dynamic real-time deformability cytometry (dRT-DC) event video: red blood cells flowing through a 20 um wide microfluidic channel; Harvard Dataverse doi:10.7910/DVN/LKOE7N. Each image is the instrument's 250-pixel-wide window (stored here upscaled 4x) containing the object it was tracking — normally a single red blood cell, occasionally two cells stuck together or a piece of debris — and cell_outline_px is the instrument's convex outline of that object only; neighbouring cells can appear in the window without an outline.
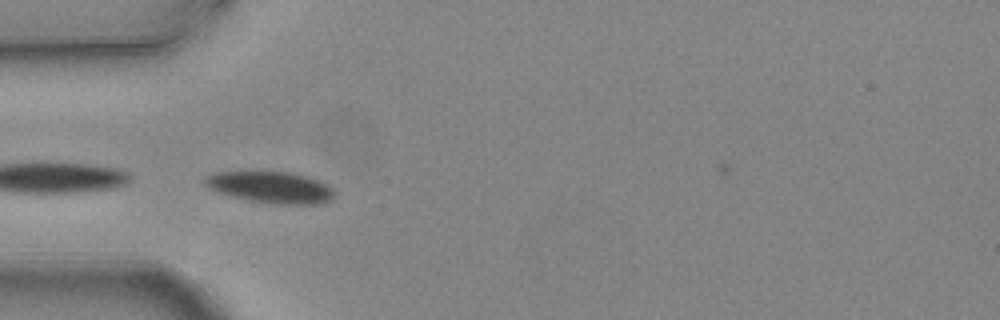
{"species": "common noctule bat (a hibernating species)", "species_latin": "Nyctalus noctula", "temperature_condition": "warm", "stored_images_in_passage": 6, "camera_frame_rate_fps": 3000, "um_per_image_px": 0.085, "animal": {"sex": "female", "body_mass_g": 24.6, "forearm_length_mm": 56.2}, "frame": {"image": 1, "passage_image": 5, "time_ms": 1.333, "image_size_px": [1000, 320], "cell_outline_px": [[336, 192], [332, 200], [320, 204], [272, 204], [248, 200], [232, 196], [208, 188], [204, 184], [204, 180], [212, 172], [288, 172], [308, 176], [328, 184]], "centroid_in_image_um": [23.06, 15.93], "position_along_channel_um": 61.9, "area_um2": 23.87}}
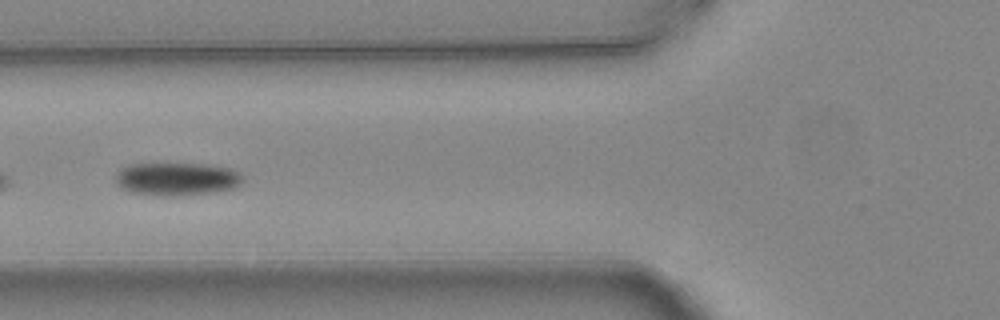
{"frame": {"image": 2, "passage_image": 6, "time_ms": 1.667, "image_size_px": [1000, 320], "cell_outline_px": [[244, 180], [240, 184], [232, 188], [212, 192], [172, 196], [160, 196], [128, 192], [120, 188], [116, 184], [116, 176], [124, 168], [132, 164], [208, 164], [232, 168], [240, 172]], "centroid_in_image_um": [15.05, 15.22], "position_along_channel_um": 110.7, "area_um2": 24.45}}